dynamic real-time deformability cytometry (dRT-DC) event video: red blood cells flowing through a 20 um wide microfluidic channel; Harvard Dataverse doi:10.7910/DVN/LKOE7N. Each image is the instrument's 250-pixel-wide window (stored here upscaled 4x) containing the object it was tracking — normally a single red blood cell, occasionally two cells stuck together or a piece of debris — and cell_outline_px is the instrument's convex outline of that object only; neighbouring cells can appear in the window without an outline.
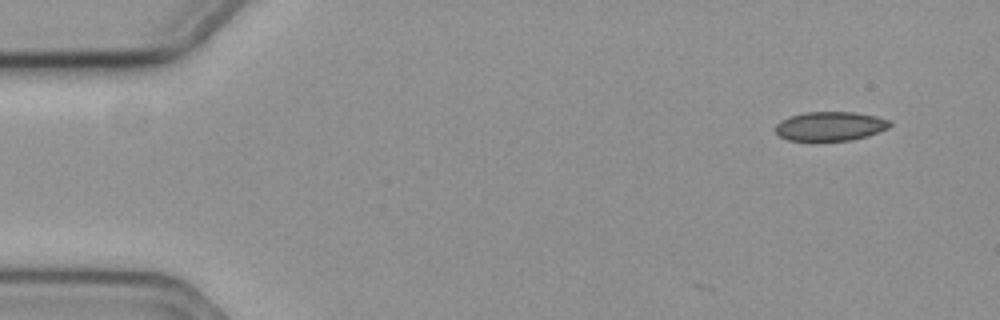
{"species": "common noctule bat (a hibernating species)", "species_latin": "Nyctalus noctula", "temperature_condition": "cold", "stored_images_in_passage": 2, "camera_frame_rate_fps": 3000, "um_per_image_px": 0.085, "animal": {"sex": "female", "body_mass_g": 19.3, "forearm_length_mm": 54.1}, "frame": {"image": 1, "passage_image": 2, "time_ms": 0.333, "image_size_px": [1000, 320], "cell_outline_px": [[892, 124], [888, 128], [868, 136], [852, 140], [788, 140], [780, 136], [776, 132], [776, 124], [780, 120], [788, 116], [804, 112], [856, 112], [876, 116], [892, 120]], "centroid_in_image_um": [70.59, 10.71], "position_along_channel_um": 14.4, "area_um2": 19.54}}